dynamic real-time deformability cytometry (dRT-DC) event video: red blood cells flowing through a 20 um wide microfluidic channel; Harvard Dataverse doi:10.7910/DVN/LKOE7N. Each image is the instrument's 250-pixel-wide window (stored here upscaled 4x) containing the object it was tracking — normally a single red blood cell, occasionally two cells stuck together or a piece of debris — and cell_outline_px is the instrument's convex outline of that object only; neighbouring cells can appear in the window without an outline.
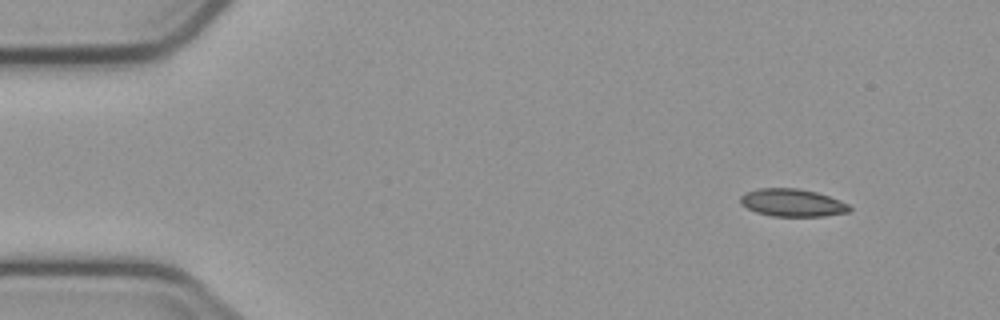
{"species": "common noctule bat (a hibernating species)", "species_latin": "Nyctalus noctula", "temperature_condition": "cold", "stored_images_in_passage": 4, "camera_frame_rate_fps": 3000, "um_per_image_px": 0.085, "animal": {"sex": "male", "body_mass_g": 23.1, "forearm_length_mm": 52.7}, "frame": {"image": 1, "passage_image": 1, "time_ms": 0.0, "image_size_px": [1000, 320], "cell_outline_px": [[852, 208], [848, 212], [824, 216], [772, 216], [756, 212], [740, 204], [740, 196], [744, 192], [760, 188], [796, 188], [816, 192], [840, 200], [848, 204]], "centroid_in_image_um": [67.33, 17.23], "position_along_channel_um": 17.7, "area_um2": 17.57}}
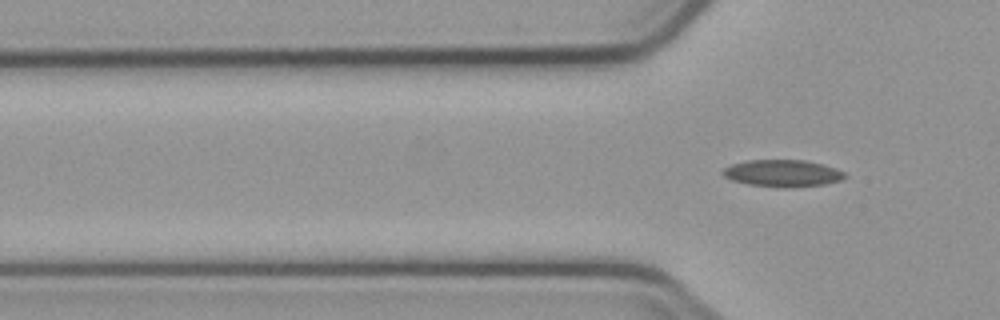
{"frame": {"image": 2, "passage_image": 4, "time_ms": 3.667, "image_size_px": [1000, 320], "cell_outline_px": [[848, 176], [840, 180], [824, 184], [792, 188], [784, 188], [748, 184], [732, 180], [724, 176], [720, 172], [724, 168], [732, 164], [744, 160], [804, 160], [824, 164], [836, 168], [844, 172]], "centroid_in_image_um": [66.52, 14.72], "position_along_channel_um": 59.3, "area_um2": 19.36}}